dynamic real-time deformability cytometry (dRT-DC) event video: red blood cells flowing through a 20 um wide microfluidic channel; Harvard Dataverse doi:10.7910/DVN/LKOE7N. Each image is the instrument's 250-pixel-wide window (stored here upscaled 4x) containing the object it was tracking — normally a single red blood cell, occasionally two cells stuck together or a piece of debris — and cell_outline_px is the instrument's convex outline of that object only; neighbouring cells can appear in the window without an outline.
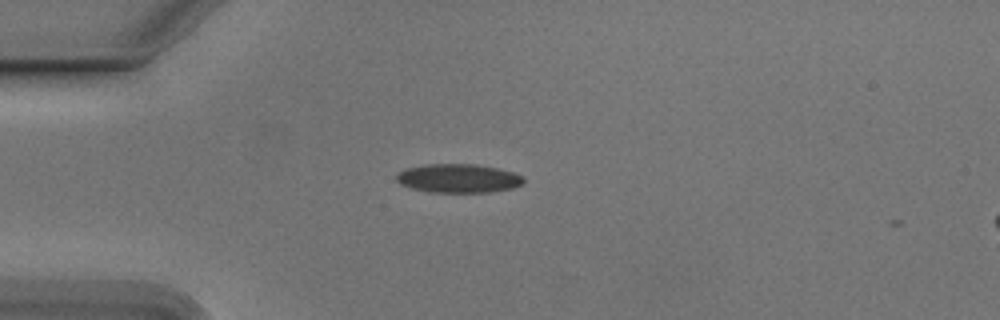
{"species": "Egyptian fruit bat (a non-hibernating species)", "species_latin": "Rousettus aegyptiacus", "temperature_condition": "cold", "stored_images_in_passage": 2, "camera_frame_rate_fps": 3000, "um_per_image_px": 0.085, "animal": {"sex": "male"}, "frame": {"image": 1, "passage_image": 1, "time_ms": 0.0, "image_size_px": [1000, 320], "cell_outline_px": [[524, 184], [512, 188], [488, 192], [428, 192], [412, 188], [400, 184], [396, 180], [396, 172], [404, 168], [424, 164], [476, 164], [496, 168], [512, 172], [524, 176]], "centroid_in_image_um": [38.92, 15.15], "position_along_channel_um": 46.1, "area_um2": 21.5}}